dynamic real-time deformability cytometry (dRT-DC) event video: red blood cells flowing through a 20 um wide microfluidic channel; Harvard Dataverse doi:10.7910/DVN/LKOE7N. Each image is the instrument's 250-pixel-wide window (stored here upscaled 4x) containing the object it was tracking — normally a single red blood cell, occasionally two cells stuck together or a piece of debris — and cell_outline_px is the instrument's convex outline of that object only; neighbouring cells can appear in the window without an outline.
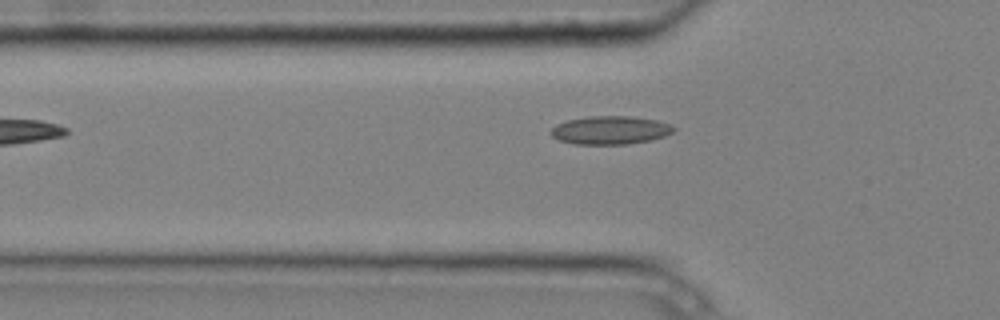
{"species": "common noctule bat (a hibernating species)", "species_latin": "Nyctalus noctula", "temperature_condition": "cold", "stored_images_in_passage": 5, "camera_frame_rate_fps": 3000, "um_per_image_px": 0.085, "animal": {"sex": "male", "body_mass_g": 20.4}, "frame": {"image": 1, "passage_image": 5, "time_ms": 1.333, "image_size_px": [1000, 320], "cell_outline_px": [[676, 128], [672, 132], [664, 136], [652, 140], [628, 144], [576, 144], [560, 140], [552, 136], [548, 132], [556, 124], [568, 120], [588, 116], [632, 116], [656, 120], [672, 124]], "centroid_in_image_um": [51.88, 11.06], "position_along_channel_um": 73.9, "area_um2": 20.35}}